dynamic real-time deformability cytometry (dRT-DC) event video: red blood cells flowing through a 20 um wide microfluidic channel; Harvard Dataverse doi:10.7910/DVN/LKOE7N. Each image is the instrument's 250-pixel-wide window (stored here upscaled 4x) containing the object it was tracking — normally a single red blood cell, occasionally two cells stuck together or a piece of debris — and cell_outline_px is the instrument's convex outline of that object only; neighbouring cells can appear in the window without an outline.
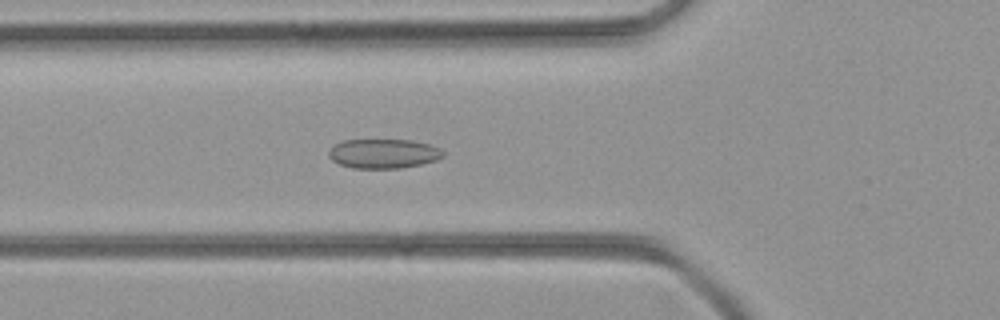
{"species": "common noctule bat (a hibernating species)", "species_latin": "Nyctalus noctula", "temperature_condition": "room temperature", "stored_images_in_passage": 32, "camera_frame_rate_fps": 3000, "um_per_image_px": 0.085, "animal": {"sex": "female", "body_mass_g": 21.9}, "frame": {"image": 1, "passage_image": 9, "time_ms": 2.667, "image_size_px": [1000, 320], "cell_outline_px": [[444, 156], [436, 160], [420, 164], [400, 168], [352, 168], [340, 164], [332, 160], [328, 156], [328, 152], [336, 144], [344, 140], [412, 140], [428, 144], [440, 148], [444, 152]], "centroid_in_image_um": [32.6, 13.06], "position_along_channel_um": 93.2, "area_um2": 19.48}}
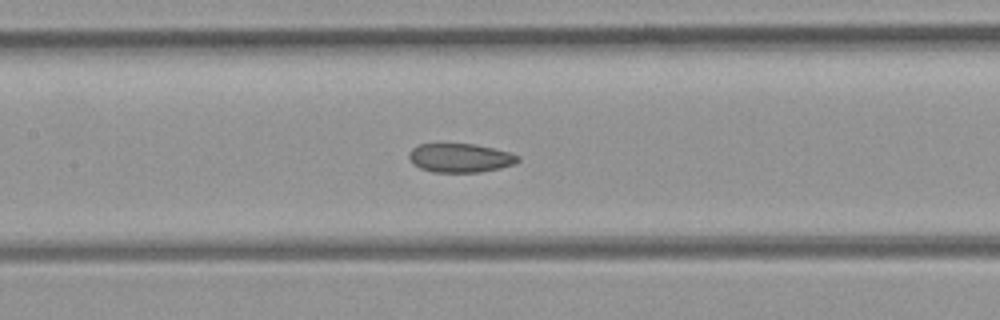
{"frame": {"image": 2, "passage_image": 14, "time_ms": 4.333, "image_size_px": [1000, 320], "cell_outline_px": [[520, 160], [516, 164], [500, 168], [480, 172], [432, 172], [420, 168], [412, 164], [408, 156], [412, 148], [416, 144], [472, 144], [492, 148], [508, 152], [520, 156]], "centroid_in_image_um": [39.1, 13.43], "position_along_channel_um": 168.3, "area_um2": 18.38}}
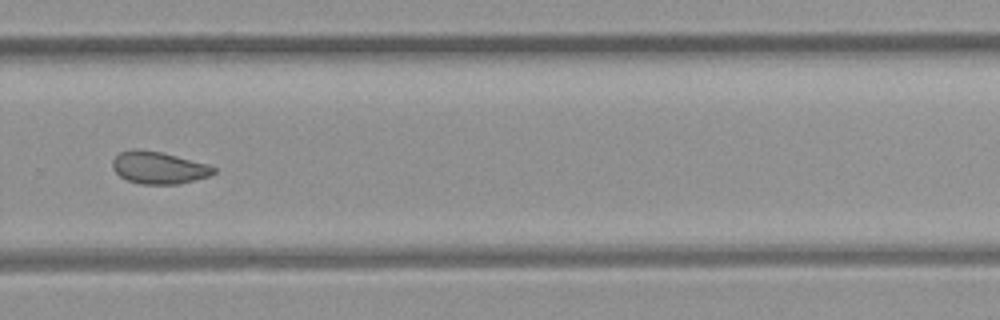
{"frame": {"image": 3, "passage_image": 24, "time_ms": 7.667, "image_size_px": [1000, 320], "cell_outline_px": [[216, 172], [208, 176], [180, 184], [140, 184], [128, 180], [120, 176], [112, 168], [112, 160], [120, 152], [132, 148], [140, 148], [160, 152], [208, 164], [216, 168]], "centroid_in_image_um": [13.46, 14.25], "position_along_channel_um": 316.3, "area_um2": 19.02}}